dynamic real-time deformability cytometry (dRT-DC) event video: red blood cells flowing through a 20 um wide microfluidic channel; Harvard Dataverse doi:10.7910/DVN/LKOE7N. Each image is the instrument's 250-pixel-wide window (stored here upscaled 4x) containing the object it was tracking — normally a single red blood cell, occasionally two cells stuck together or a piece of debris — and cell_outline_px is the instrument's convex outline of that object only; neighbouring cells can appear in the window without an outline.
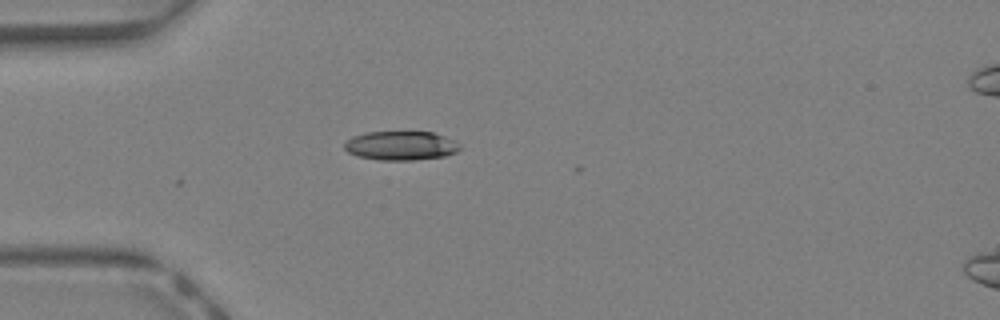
{"species": "Egyptian fruit bat (a non-hibernating species)", "species_latin": "Rousettus aegyptiacus", "temperature_condition": "warm", "stored_images_in_passage": 5, "camera_frame_rate_fps": 3000, "um_per_image_px": 0.085, "animal": {"sex": "female"}, "frame": {"image": 1, "passage_image": 1, "time_ms": 0.0, "image_size_px": [1000, 320], "cell_outline_px": [[460, 148], [456, 152], [444, 156], [412, 160], [380, 160], [356, 156], [348, 152], [344, 148], [344, 144], [352, 136], [364, 132], [432, 132], [456, 140], [460, 144]], "centroid_in_image_um": [34.07, 12.38], "position_along_channel_um": 50.9, "area_um2": 19.59}}
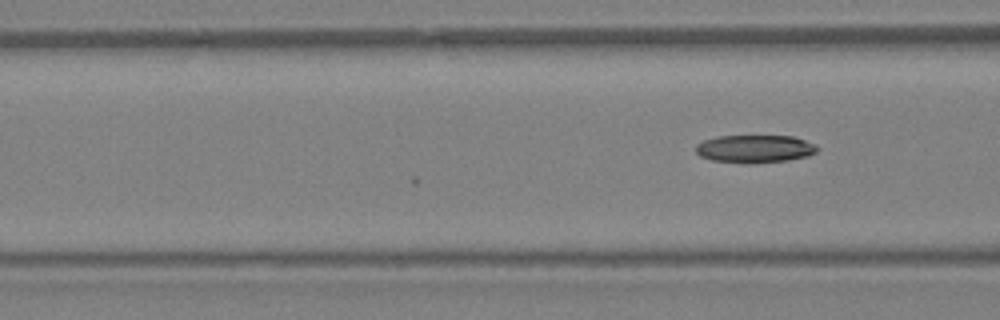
{"frame": {"image": 2, "passage_image": 5, "time_ms": 1.333, "image_size_px": [1000, 320], "cell_outline_px": [[820, 148], [816, 152], [808, 156], [788, 160], [752, 164], [712, 160], [700, 156], [696, 152], [696, 144], [704, 140], [716, 136], [792, 136], [816, 144]], "centroid_in_image_um": [64.17, 12.65], "position_along_channel_um": 102.4, "area_um2": 19.83}}